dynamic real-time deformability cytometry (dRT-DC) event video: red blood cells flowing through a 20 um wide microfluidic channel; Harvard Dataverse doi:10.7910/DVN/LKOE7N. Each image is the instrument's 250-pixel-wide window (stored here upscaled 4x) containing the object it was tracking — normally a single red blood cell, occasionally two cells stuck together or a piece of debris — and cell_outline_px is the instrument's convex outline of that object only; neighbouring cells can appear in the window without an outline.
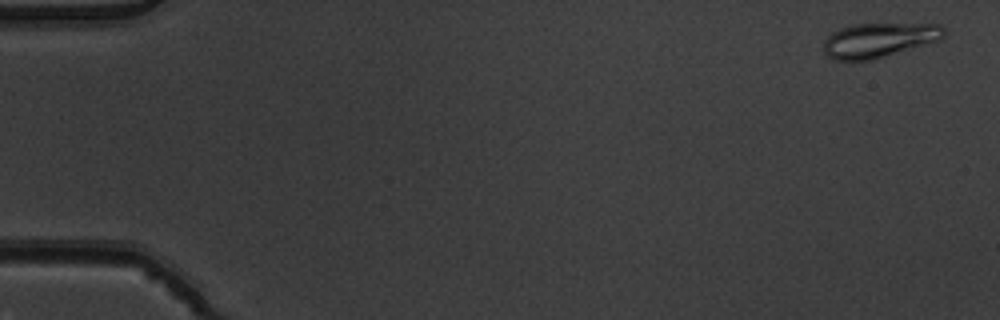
{"species": "common noctule bat (a hibernating species)", "species_latin": "Nyctalus noctula", "temperature_condition": "warm", "stored_images_in_passage": 5, "camera_frame_rate_fps": 3000, "um_per_image_px": 0.085, "animal": {"sex": "male", "body_mass_g": 19.5, "forearm_length_mm": 54.6}, "frame": {"image": 1, "passage_image": 1, "time_ms": 0.0, "image_size_px": [1000, 320], "cell_outline_px": [[944, 36], [940, 40], [872, 60], [836, 60], [828, 56], [824, 52], [824, 40], [832, 32], [840, 28], [852, 24], [940, 24], [944, 28]], "centroid_in_image_um": [74.7, 3.4], "position_along_channel_um": 10.3, "area_um2": 24.1}}